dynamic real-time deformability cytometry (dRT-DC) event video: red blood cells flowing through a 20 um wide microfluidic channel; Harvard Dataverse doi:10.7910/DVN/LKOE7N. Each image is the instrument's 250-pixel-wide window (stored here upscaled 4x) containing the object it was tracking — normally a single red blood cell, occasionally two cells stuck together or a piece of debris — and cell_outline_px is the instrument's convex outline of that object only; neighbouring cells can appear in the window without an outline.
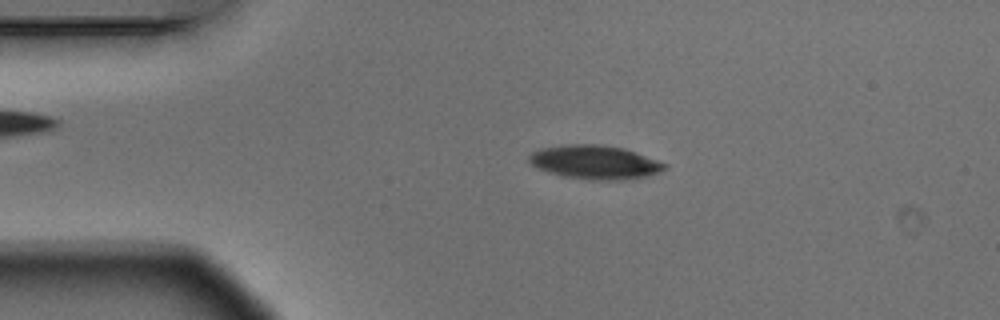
{"species": "Egyptian fruit bat (a non-hibernating species)", "species_latin": "Rousettus aegyptiacus", "temperature_condition": "warm", "stored_images_in_passage": 3, "camera_frame_rate_fps": 3000, "um_per_image_px": 0.085, "animal": {"sex": "male"}, "frame": {"image": 1, "passage_image": 2, "time_ms": 0.333, "image_size_px": [1000, 320], "cell_outline_px": [[668, 164], [664, 168], [656, 172], [644, 176], [608, 180], [592, 180], [560, 176], [540, 168], [532, 164], [528, 160], [528, 156], [532, 152], [540, 148], [564, 144], [600, 144], [624, 148], [636, 152]], "centroid_in_image_um": [50.51, 13.76], "position_along_channel_um": 34.5, "area_um2": 26.36}}